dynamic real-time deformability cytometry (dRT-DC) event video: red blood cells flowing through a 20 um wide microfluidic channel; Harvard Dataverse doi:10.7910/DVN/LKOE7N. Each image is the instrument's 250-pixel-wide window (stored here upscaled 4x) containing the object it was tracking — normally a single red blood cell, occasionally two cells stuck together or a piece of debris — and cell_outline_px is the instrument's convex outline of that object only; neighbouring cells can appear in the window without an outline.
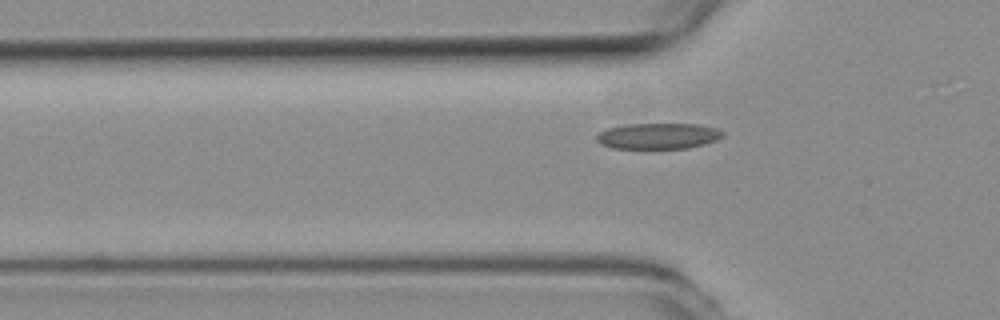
{"species": "common noctule bat (a hibernating species)", "species_latin": "Nyctalus noctula", "temperature_condition": "room temperature", "stored_images_in_passage": 33, "camera_frame_rate_fps": 3000, "um_per_image_px": 0.085, "animal": {"sex": "female", "body_mass_g": 19.3, "forearm_length_mm": 54.1}, "frame": {"image": 1, "passage_image": 3, "time_ms": 0.667, "image_size_px": [1000, 320], "cell_outline_px": [[724, 132], [716, 140], [704, 144], [688, 148], [612, 148], [600, 144], [596, 140], [596, 136], [600, 132], [608, 128], [624, 124], [696, 124], [716, 128]], "centroid_in_image_um": [55.9, 11.56], "position_along_channel_um": 69.9, "area_um2": 18.9}}
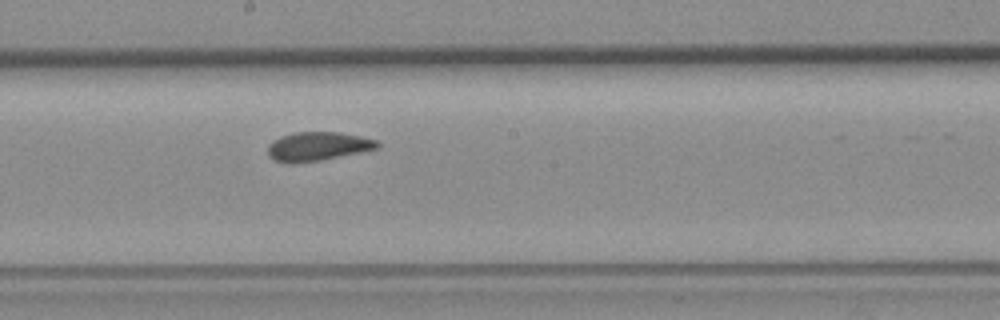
{"frame": {"image": 2, "passage_image": 15, "time_ms": 4.667, "image_size_px": [1000, 320], "cell_outline_px": [[380, 144], [376, 148], [320, 160], [276, 160], [268, 156], [268, 144], [272, 140], [280, 136], [296, 132], [340, 132], [360, 136], [376, 140]], "centroid_in_image_um": [27.01, 12.38], "position_along_channel_um": 221.2, "area_um2": 17.57}}
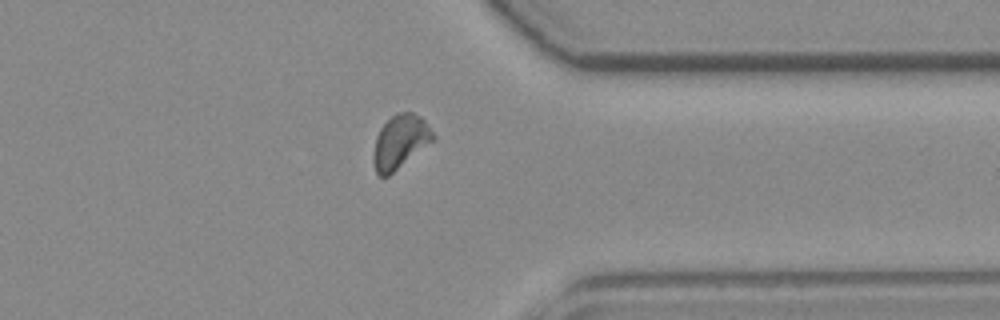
{"frame": {"image": 3, "passage_image": 28, "time_ms": 9.0, "image_size_px": [1000, 320], "cell_outline_px": [[436, 140], [388, 176], [380, 176], [376, 172], [372, 160], [376, 136], [380, 128], [396, 112], [412, 112], [420, 116], [424, 120], [436, 136]], "centroid_in_image_um": [34.03, 12.05], "position_along_channel_um": 377.4, "area_um2": 18.79}, "authors_computed_cell_mechanics": {"area_um2": 18.4382, "velocity_mm_per_s": 3.7716, "shape_relaxation_time_tau1_ms": 7.677, "shape_relaxation_time_tau2_ms": 0.5146, "deformation_change_tau1": 0.1444, "deformation_change_tau2": 0.0462}}